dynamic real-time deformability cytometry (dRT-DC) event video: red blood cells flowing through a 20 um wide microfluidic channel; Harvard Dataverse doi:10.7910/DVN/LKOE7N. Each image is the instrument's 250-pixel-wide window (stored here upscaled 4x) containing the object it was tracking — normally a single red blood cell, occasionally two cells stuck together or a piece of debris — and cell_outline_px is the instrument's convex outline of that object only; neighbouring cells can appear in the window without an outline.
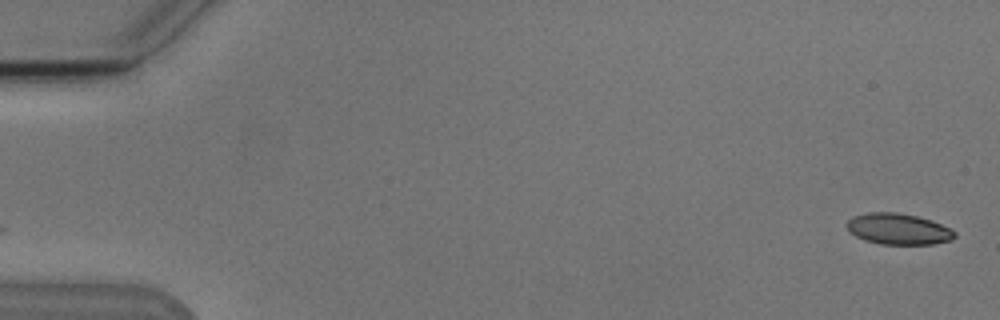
{"species": "Egyptian fruit bat (a non-hibernating species)", "species_latin": "Rousettus aegyptiacus", "temperature_condition": "cold", "stored_images_in_passage": 7, "camera_frame_rate_fps": 3000, "um_per_image_px": 0.085, "animal": {"sex": "male"}, "frame": {"image": 1, "passage_image": 1, "time_ms": 0.0, "image_size_px": [1000, 320], "cell_outline_px": [[956, 236], [952, 240], [932, 244], [880, 244], [864, 240], [856, 236], [848, 228], [848, 220], [852, 216], [868, 212], [896, 212], [916, 216], [932, 220], [956, 232]], "centroid_in_image_um": [76.37, 19.46], "position_along_channel_um": 8.6, "area_um2": 19.42}}